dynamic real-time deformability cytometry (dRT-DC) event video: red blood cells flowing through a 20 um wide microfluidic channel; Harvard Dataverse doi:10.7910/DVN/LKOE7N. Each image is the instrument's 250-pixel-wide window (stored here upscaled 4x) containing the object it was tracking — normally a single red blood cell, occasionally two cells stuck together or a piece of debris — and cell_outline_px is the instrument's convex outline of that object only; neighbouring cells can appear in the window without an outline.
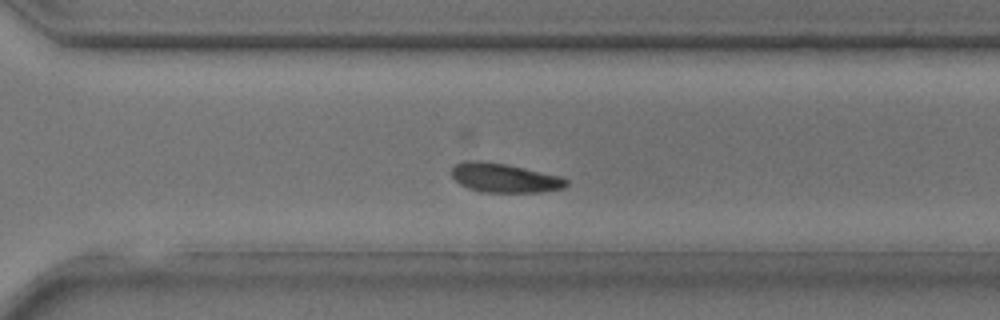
{"species": "common noctule bat (a hibernating species)", "species_latin": "Nyctalus noctula", "temperature_condition": "room temperature", "stored_images_in_passage": 28, "camera_frame_rate_fps": 3000, "um_per_image_px": 0.085, "animal": {"sex": "male", "body_mass_g": 17.9, "forearm_length_mm": 54.2}, "frame": {"image": 1, "passage_image": 20, "time_ms": 6.333, "image_size_px": [1000, 320], "cell_outline_px": [[568, 184], [564, 188], [540, 192], [484, 192], [468, 188], [460, 184], [452, 176], [452, 168], [456, 164], [464, 160], [480, 160], [504, 164], [560, 176], [568, 180]], "centroid_in_image_um": [42.86, 15.12], "position_along_channel_um": 327.7, "area_um2": 19.31}}